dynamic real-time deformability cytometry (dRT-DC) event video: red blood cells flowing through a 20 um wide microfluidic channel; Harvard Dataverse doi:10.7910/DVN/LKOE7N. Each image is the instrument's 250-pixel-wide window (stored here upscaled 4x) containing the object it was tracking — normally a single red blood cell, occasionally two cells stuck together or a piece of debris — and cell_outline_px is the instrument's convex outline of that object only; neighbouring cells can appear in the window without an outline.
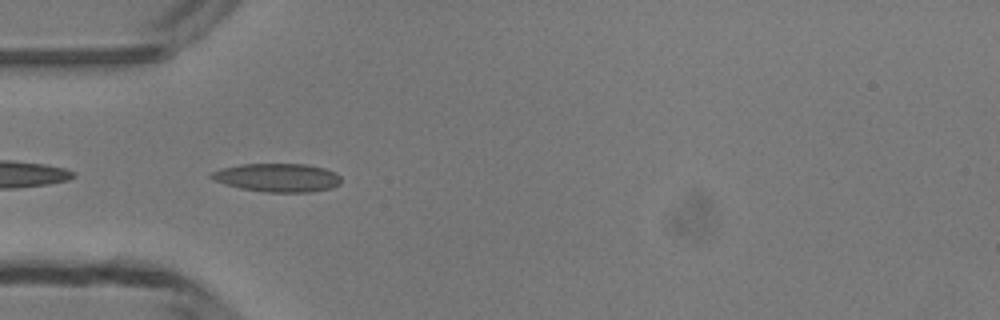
{"species": "common noctule bat (a hibernating species)", "species_latin": "Nyctalus noctula", "temperature_condition": "room temperature", "stored_images_in_passage": 29, "camera_frame_rate_fps": 3000, "um_per_image_px": 0.085, "animal": {"sex": "male", "body_mass_g": 13.3}, "frame": {"image": 1, "passage_image": 1, "time_ms": 0.0, "image_size_px": [1000, 320], "cell_outline_px": [[340, 184], [332, 188], [312, 192], [264, 192], [240, 188], [212, 180], [208, 176], [212, 172], [224, 168], [240, 164], [304, 164], [324, 168], [336, 172], [340, 176]], "centroid_in_image_um": [23.6, 15.1], "position_along_channel_um": 61.4, "area_um2": 21.56}}
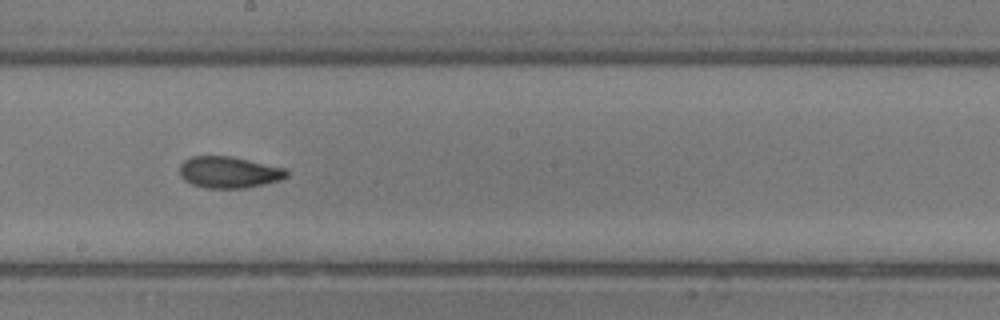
{"frame": {"image": 2, "passage_image": 13, "time_ms": 4.0, "image_size_px": [1000, 320], "cell_outline_px": [[288, 176], [280, 180], [244, 188], [204, 188], [192, 184], [184, 180], [180, 176], [180, 164], [184, 160], [192, 156], [232, 156], [284, 168], [288, 172]], "centroid_in_image_um": [19.43, 14.64], "position_along_channel_um": 228.8, "area_um2": 19.59}}
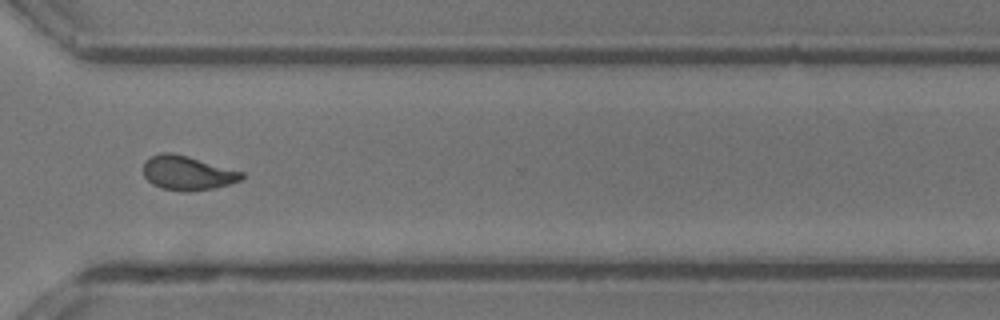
{"frame": {"image": 3, "passage_image": 22, "time_ms": 7.0, "image_size_px": [1000, 320], "cell_outline_px": [[244, 176], [240, 180], [228, 184], [212, 188], [188, 192], [184, 192], [160, 188], [152, 184], [144, 176], [144, 160], [160, 152], [172, 152], [188, 156], [244, 172]], "centroid_in_image_um": [15.9, 14.7], "position_along_channel_um": 354.7, "area_um2": 19.65}, "authors_computed_cell_mechanics": {"area_um2": 19.4786, "velocity_mm_per_s": 4.2142, "shape_relaxation_time_tau1_ms": null, "shape_relaxation_time_tau2_ms": 2.0331, "deformation_change_tau1": null, "deformation_change_tau2": 0.0839}}